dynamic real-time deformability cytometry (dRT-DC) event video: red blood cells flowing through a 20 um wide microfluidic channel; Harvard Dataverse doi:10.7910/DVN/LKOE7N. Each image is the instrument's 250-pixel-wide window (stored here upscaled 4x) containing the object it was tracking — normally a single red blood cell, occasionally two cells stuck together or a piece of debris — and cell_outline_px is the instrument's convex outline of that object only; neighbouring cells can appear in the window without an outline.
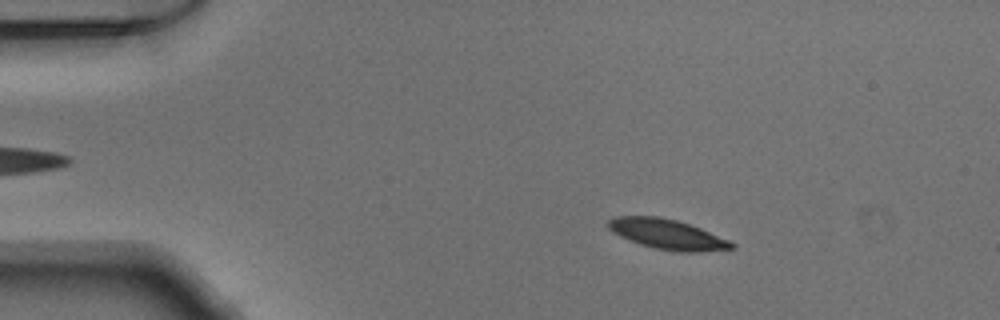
{"species": "Egyptian fruit bat (a non-hibernating species)", "species_latin": "Rousettus aegyptiacus", "temperature_condition": "warm", "stored_images_in_passage": 53, "camera_frame_rate_fps": 3000, "um_per_image_px": 0.085, "animal": {"sex": "male"}, "frame": {"image": 1, "passage_image": 10, "time_ms": 3.0, "image_size_px": [1000, 320], "cell_outline_px": [[736, 248], [700, 252], [680, 252], [656, 248], [640, 244], [620, 236], [612, 232], [608, 228], [608, 220], [616, 216], [660, 216], [676, 220], [700, 228], [728, 240], [736, 244]], "centroid_in_image_um": [56.72, 19.91], "position_along_channel_um": 28.3, "area_um2": 21.44}}
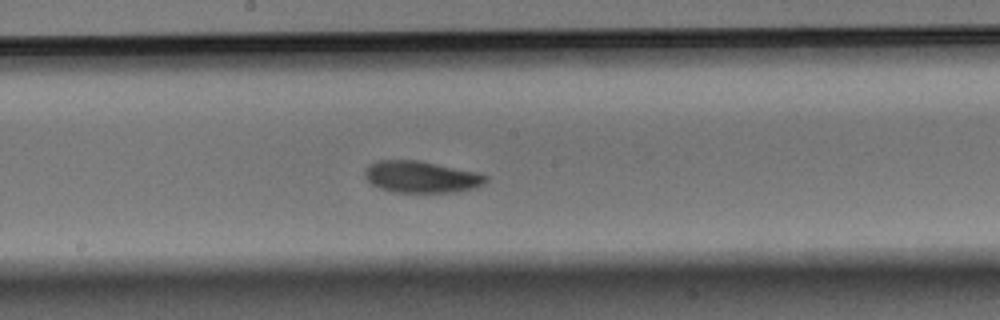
{"frame": {"image": 2, "passage_image": 29, "time_ms": 9.333, "image_size_px": [1000, 320], "cell_outline_px": [[488, 180], [484, 184], [476, 188], [456, 192], [396, 192], [380, 188], [372, 184], [364, 176], [364, 172], [368, 164], [376, 160], [420, 160], [476, 172], [488, 176]], "centroid_in_image_um": [35.81, 15.03], "position_along_channel_um": 212.4, "area_um2": 22.48}}
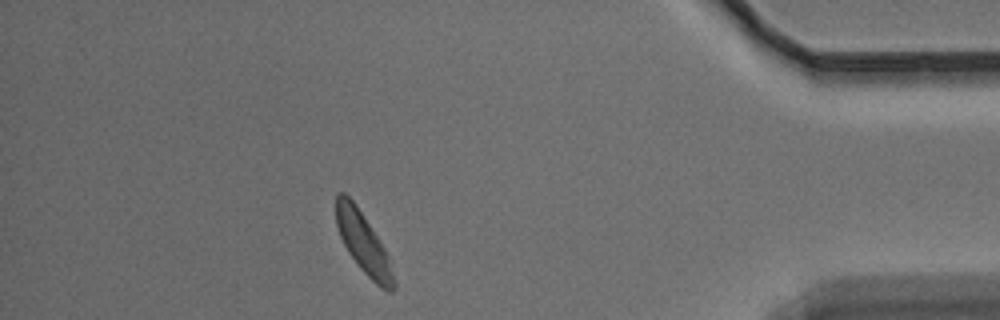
{"frame": {"image": 3, "passage_image": 47, "time_ms": 15.333, "image_size_px": [1000, 320], "cell_outline_px": [[396, 288], [392, 292], [388, 292], [380, 288], [360, 268], [348, 252], [340, 236], [336, 224], [336, 192], [344, 192], [356, 204], [384, 248], [388, 256], [396, 284]], "centroid_in_image_um": [30.88, 20.68], "position_along_channel_um": 404.3, "area_um2": 20.17}}